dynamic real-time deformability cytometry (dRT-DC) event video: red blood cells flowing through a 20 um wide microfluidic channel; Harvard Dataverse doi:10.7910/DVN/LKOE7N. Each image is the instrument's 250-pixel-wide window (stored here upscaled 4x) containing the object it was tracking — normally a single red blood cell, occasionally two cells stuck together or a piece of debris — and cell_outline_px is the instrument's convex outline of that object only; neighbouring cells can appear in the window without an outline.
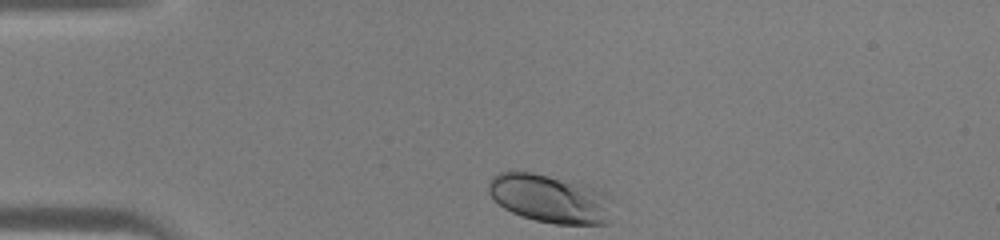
{"species": "human", "species_latin": "Homo sapiens", "temperature_condition": "warm", "stored_images_in_passage": 29, "camera_frame_rate_fps": 3000, "um_per_image_px": 0.085, "donor": {"sex": "male"}, "frame": {"image": 1, "passage_image": 1, "time_ms": 0.0, "image_size_px": [1000, 240], "cell_outline_px": [[608, 224], [556, 224], [536, 220], [520, 216], [504, 208], [492, 200], [488, 192], [488, 184], [492, 176], [500, 172], [512, 168], [516, 168], [548, 176], [592, 188], [604, 192], [608, 220]], "centroid_in_image_um": [46.55, 16.86], "position_along_channel_um": 38.5, "area_um2": 34.39}}
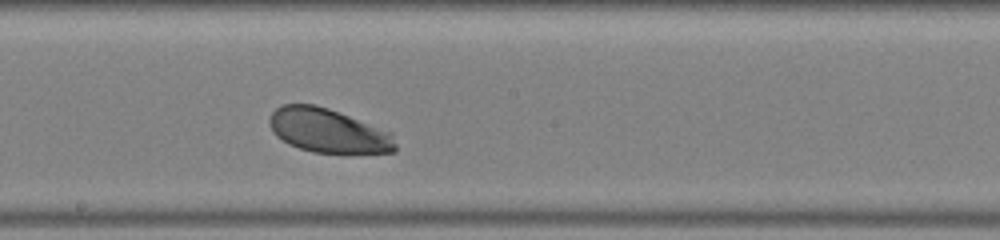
{"frame": {"image": 2, "passage_image": 16, "time_ms": 5.0, "image_size_px": [1000, 240], "cell_outline_px": [[396, 152], [312, 152], [288, 144], [276, 136], [272, 132], [268, 120], [272, 112], [276, 108], [284, 104], [316, 104], [328, 108], [392, 132], [396, 144]], "centroid_in_image_um": [27.87, 11.09], "position_along_channel_um": 220.3, "area_um2": 32.19}}
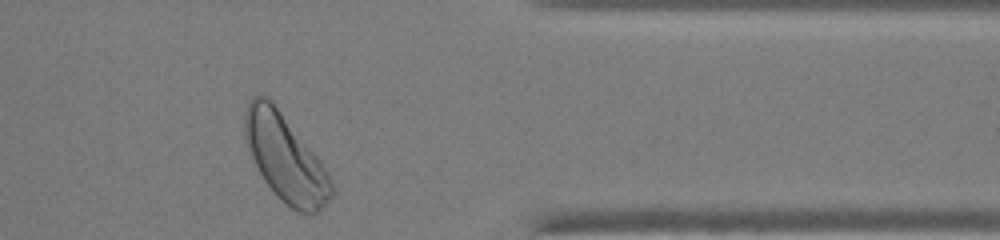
{"frame": {"image": 3, "passage_image": 28, "time_ms": 9.0, "image_size_px": [1000, 240], "cell_outline_px": [[332, 196], [316, 212], [296, 212], [276, 196], [264, 180], [252, 156], [244, 132], [244, 112], [248, 100], [252, 96], [260, 92], [268, 96], [272, 100], [316, 156], [324, 168], [332, 184]], "centroid_in_image_um": [24.2, 13.36], "position_along_channel_um": 387.2, "area_um2": 43.06}}